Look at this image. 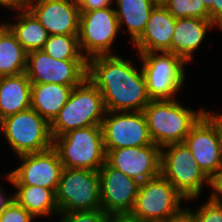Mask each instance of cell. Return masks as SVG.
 I'll return each mask as SVG.
<instances>
[{"mask_svg": "<svg viewBox=\"0 0 222 222\" xmlns=\"http://www.w3.org/2000/svg\"><path fill=\"white\" fill-rule=\"evenodd\" d=\"M108 222H147L131 212L109 214Z\"/></svg>", "mask_w": 222, "mask_h": 222, "instance_id": "836d02e7", "label": "cell"}, {"mask_svg": "<svg viewBox=\"0 0 222 222\" xmlns=\"http://www.w3.org/2000/svg\"><path fill=\"white\" fill-rule=\"evenodd\" d=\"M115 9L119 28L122 23L127 26L133 43L141 36L150 18L154 5L151 0H115Z\"/></svg>", "mask_w": 222, "mask_h": 222, "instance_id": "cb8c5ba5", "label": "cell"}, {"mask_svg": "<svg viewBox=\"0 0 222 222\" xmlns=\"http://www.w3.org/2000/svg\"><path fill=\"white\" fill-rule=\"evenodd\" d=\"M3 189L2 187H0V213H2L12 202L15 201L14 199V195L13 196H8V198H6V196L3 193Z\"/></svg>", "mask_w": 222, "mask_h": 222, "instance_id": "8d00e7d4", "label": "cell"}, {"mask_svg": "<svg viewBox=\"0 0 222 222\" xmlns=\"http://www.w3.org/2000/svg\"><path fill=\"white\" fill-rule=\"evenodd\" d=\"M168 0H151V2L158 6V5H165L167 3Z\"/></svg>", "mask_w": 222, "mask_h": 222, "instance_id": "60d3db41", "label": "cell"}, {"mask_svg": "<svg viewBox=\"0 0 222 222\" xmlns=\"http://www.w3.org/2000/svg\"><path fill=\"white\" fill-rule=\"evenodd\" d=\"M10 31V24L0 23V41Z\"/></svg>", "mask_w": 222, "mask_h": 222, "instance_id": "74e56055", "label": "cell"}, {"mask_svg": "<svg viewBox=\"0 0 222 222\" xmlns=\"http://www.w3.org/2000/svg\"><path fill=\"white\" fill-rule=\"evenodd\" d=\"M113 1L114 0H75L80 7V11H91L110 7Z\"/></svg>", "mask_w": 222, "mask_h": 222, "instance_id": "1f68e13d", "label": "cell"}, {"mask_svg": "<svg viewBox=\"0 0 222 222\" xmlns=\"http://www.w3.org/2000/svg\"><path fill=\"white\" fill-rule=\"evenodd\" d=\"M153 144L160 148L183 143L191 128L206 113L185 108L176 99L151 100L143 109Z\"/></svg>", "mask_w": 222, "mask_h": 222, "instance_id": "7a4b0ae2", "label": "cell"}, {"mask_svg": "<svg viewBox=\"0 0 222 222\" xmlns=\"http://www.w3.org/2000/svg\"><path fill=\"white\" fill-rule=\"evenodd\" d=\"M185 198L161 174L140 184L131 213L147 222H163L182 208Z\"/></svg>", "mask_w": 222, "mask_h": 222, "instance_id": "30bf717a", "label": "cell"}, {"mask_svg": "<svg viewBox=\"0 0 222 222\" xmlns=\"http://www.w3.org/2000/svg\"><path fill=\"white\" fill-rule=\"evenodd\" d=\"M105 112L99 89L86 77L73 88L68 101L51 123L53 140L70 130L101 125Z\"/></svg>", "mask_w": 222, "mask_h": 222, "instance_id": "3957f363", "label": "cell"}, {"mask_svg": "<svg viewBox=\"0 0 222 222\" xmlns=\"http://www.w3.org/2000/svg\"><path fill=\"white\" fill-rule=\"evenodd\" d=\"M184 143L209 178L222 168V146L216 114L206 112L191 128Z\"/></svg>", "mask_w": 222, "mask_h": 222, "instance_id": "7c38bea8", "label": "cell"}, {"mask_svg": "<svg viewBox=\"0 0 222 222\" xmlns=\"http://www.w3.org/2000/svg\"><path fill=\"white\" fill-rule=\"evenodd\" d=\"M75 86L77 85L31 83V108L51 124Z\"/></svg>", "mask_w": 222, "mask_h": 222, "instance_id": "ffe728a7", "label": "cell"}, {"mask_svg": "<svg viewBox=\"0 0 222 222\" xmlns=\"http://www.w3.org/2000/svg\"><path fill=\"white\" fill-rule=\"evenodd\" d=\"M214 190L209 199L222 202V168L210 178V188Z\"/></svg>", "mask_w": 222, "mask_h": 222, "instance_id": "4dcf8cb0", "label": "cell"}, {"mask_svg": "<svg viewBox=\"0 0 222 222\" xmlns=\"http://www.w3.org/2000/svg\"><path fill=\"white\" fill-rule=\"evenodd\" d=\"M15 201L29 212L34 218L60 213L56 204L55 192L41 186L14 185Z\"/></svg>", "mask_w": 222, "mask_h": 222, "instance_id": "7402d4cb", "label": "cell"}, {"mask_svg": "<svg viewBox=\"0 0 222 222\" xmlns=\"http://www.w3.org/2000/svg\"><path fill=\"white\" fill-rule=\"evenodd\" d=\"M98 172L102 210L107 214L131 212L141 183L106 162Z\"/></svg>", "mask_w": 222, "mask_h": 222, "instance_id": "2e32d148", "label": "cell"}, {"mask_svg": "<svg viewBox=\"0 0 222 222\" xmlns=\"http://www.w3.org/2000/svg\"><path fill=\"white\" fill-rule=\"evenodd\" d=\"M33 216L16 201L12 202L2 213L0 222H32Z\"/></svg>", "mask_w": 222, "mask_h": 222, "instance_id": "f546056e", "label": "cell"}, {"mask_svg": "<svg viewBox=\"0 0 222 222\" xmlns=\"http://www.w3.org/2000/svg\"><path fill=\"white\" fill-rule=\"evenodd\" d=\"M49 35H78L80 7L75 0H26Z\"/></svg>", "mask_w": 222, "mask_h": 222, "instance_id": "e0dca14e", "label": "cell"}, {"mask_svg": "<svg viewBox=\"0 0 222 222\" xmlns=\"http://www.w3.org/2000/svg\"><path fill=\"white\" fill-rule=\"evenodd\" d=\"M18 10V22L10 24L11 32L27 52L43 49L49 37L48 32L26 6Z\"/></svg>", "mask_w": 222, "mask_h": 222, "instance_id": "603a6c76", "label": "cell"}, {"mask_svg": "<svg viewBox=\"0 0 222 222\" xmlns=\"http://www.w3.org/2000/svg\"><path fill=\"white\" fill-rule=\"evenodd\" d=\"M26 0H0V5L18 10L25 6Z\"/></svg>", "mask_w": 222, "mask_h": 222, "instance_id": "d590c367", "label": "cell"}, {"mask_svg": "<svg viewBox=\"0 0 222 222\" xmlns=\"http://www.w3.org/2000/svg\"><path fill=\"white\" fill-rule=\"evenodd\" d=\"M28 52L11 30L0 41V76H15L26 72Z\"/></svg>", "mask_w": 222, "mask_h": 222, "instance_id": "d4e9b609", "label": "cell"}, {"mask_svg": "<svg viewBox=\"0 0 222 222\" xmlns=\"http://www.w3.org/2000/svg\"><path fill=\"white\" fill-rule=\"evenodd\" d=\"M0 125L17 156L53 147L51 124L32 108L5 117Z\"/></svg>", "mask_w": 222, "mask_h": 222, "instance_id": "52a82bcc", "label": "cell"}, {"mask_svg": "<svg viewBox=\"0 0 222 222\" xmlns=\"http://www.w3.org/2000/svg\"><path fill=\"white\" fill-rule=\"evenodd\" d=\"M63 168L99 171L106 162L101 125L74 129L53 141Z\"/></svg>", "mask_w": 222, "mask_h": 222, "instance_id": "277c9868", "label": "cell"}, {"mask_svg": "<svg viewBox=\"0 0 222 222\" xmlns=\"http://www.w3.org/2000/svg\"><path fill=\"white\" fill-rule=\"evenodd\" d=\"M209 18L218 25H222V0H214L212 8L208 11Z\"/></svg>", "mask_w": 222, "mask_h": 222, "instance_id": "e575fe53", "label": "cell"}, {"mask_svg": "<svg viewBox=\"0 0 222 222\" xmlns=\"http://www.w3.org/2000/svg\"><path fill=\"white\" fill-rule=\"evenodd\" d=\"M217 26L212 20L200 18L176 19L174 34L171 38V53L185 62L192 61L194 50L202 43L208 28Z\"/></svg>", "mask_w": 222, "mask_h": 222, "instance_id": "d6986e66", "label": "cell"}, {"mask_svg": "<svg viewBox=\"0 0 222 222\" xmlns=\"http://www.w3.org/2000/svg\"><path fill=\"white\" fill-rule=\"evenodd\" d=\"M164 6L176 19L192 17L211 20L202 0H168Z\"/></svg>", "mask_w": 222, "mask_h": 222, "instance_id": "4316f807", "label": "cell"}, {"mask_svg": "<svg viewBox=\"0 0 222 222\" xmlns=\"http://www.w3.org/2000/svg\"><path fill=\"white\" fill-rule=\"evenodd\" d=\"M25 73L31 83L79 85L87 76V60H57L34 50L27 54Z\"/></svg>", "mask_w": 222, "mask_h": 222, "instance_id": "4fadbf2b", "label": "cell"}, {"mask_svg": "<svg viewBox=\"0 0 222 222\" xmlns=\"http://www.w3.org/2000/svg\"><path fill=\"white\" fill-rule=\"evenodd\" d=\"M163 222H196V217L189 208H182L178 213L170 216Z\"/></svg>", "mask_w": 222, "mask_h": 222, "instance_id": "d6a6232c", "label": "cell"}, {"mask_svg": "<svg viewBox=\"0 0 222 222\" xmlns=\"http://www.w3.org/2000/svg\"><path fill=\"white\" fill-rule=\"evenodd\" d=\"M196 211L193 212L196 222H222V202L208 199Z\"/></svg>", "mask_w": 222, "mask_h": 222, "instance_id": "83f0119b", "label": "cell"}, {"mask_svg": "<svg viewBox=\"0 0 222 222\" xmlns=\"http://www.w3.org/2000/svg\"><path fill=\"white\" fill-rule=\"evenodd\" d=\"M176 18L164 5L155 6L141 36L133 43L139 53L171 52Z\"/></svg>", "mask_w": 222, "mask_h": 222, "instance_id": "ac0fdd59", "label": "cell"}, {"mask_svg": "<svg viewBox=\"0 0 222 222\" xmlns=\"http://www.w3.org/2000/svg\"><path fill=\"white\" fill-rule=\"evenodd\" d=\"M31 82L26 73L0 79V121L31 108Z\"/></svg>", "mask_w": 222, "mask_h": 222, "instance_id": "44dd1931", "label": "cell"}, {"mask_svg": "<svg viewBox=\"0 0 222 222\" xmlns=\"http://www.w3.org/2000/svg\"><path fill=\"white\" fill-rule=\"evenodd\" d=\"M106 163L128 177L144 183L160 175L161 148L155 144L105 149Z\"/></svg>", "mask_w": 222, "mask_h": 222, "instance_id": "9a60e30c", "label": "cell"}, {"mask_svg": "<svg viewBox=\"0 0 222 222\" xmlns=\"http://www.w3.org/2000/svg\"><path fill=\"white\" fill-rule=\"evenodd\" d=\"M42 50L57 60H87L81 53L78 35H49Z\"/></svg>", "mask_w": 222, "mask_h": 222, "instance_id": "484cf974", "label": "cell"}, {"mask_svg": "<svg viewBox=\"0 0 222 222\" xmlns=\"http://www.w3.org/2000/svg\"><path fill=\"white\" fill-rule=\"evenodd\" d=\"M138 53L151 100L174 99L185 80V61L171 52Z\"/></svg>", "mask_w": 222, "mask_h": 222, "instance_id": "ba28073f", "label": "cell"}, {"mask_svg": "<svg viewBox=\"0 0 222 222\" xmlns=\"http://www.w3.org/2000/svg\"><path fill=\"white\" fill-rule=\"evenodd\" d=\"M55 199L60 213L102 209L99 172L89 169L63 168Z\"/></svg>", "mask_w": 222, "mask_h": 222, "instance_id": "5b68a950", "label": "cell"}, {"mask_svg": "<svg viewBox=\"0 0 222 222\" xmlns=\"http://www.w3.org/2000/svg\"><path fill=\"white\" fill-rule=\"evenodd\" d=\"M59 214H61L59 222H108L109 217V214L105 213L102 209Z\"/></svg>", "mask_w": 222, "mask_h": 222, "instance_id": "f1b7e54d", "label": "cell"}, {"mask_svg": "<svg viewBox=\"0 0 222 222\" xmlns=\"http://www.w3.org/2000/svg\"><path fill=\"white\" fill-rule=\"evenodd\" d=\"M100 91L106 111H143L151 101L142 69L109 54L87 59V76Z\"/></svg>", "mask_w": 222, "mask_h": 222, "instance_id": "6da1fadb", "label": "cell"}, {"mask_svg": "<svg viewBox=\"0 0 222 222\" xmlns=\"http://www.w3.org/2000/svg\"><path fill=\"white\" fill-rule=\"evenodd\" d=\"M101 128L105 149L140 147L153 143L143 111H106Z\"/></svg>", "mask_w": 222, "mask_h": 222, "instance_id": "8fae6325", "label": "cell"}, {"mask_svg": "<svg viewBox=\"0 0 222 222\" xmlns=\"http://www.w3.org/2000/svg\"><path fill=\"white\" fill-rule=\"evenodd\" d=\"M21 165L9 172L7 180L13 185L41 186L56 192L60 181L63 164L54 147L36 153L18 156Z\"/></svg>", "mask_w": 222, "mask_h": 222, "instance_id": "5bb4252c", "label": "cell"}, {"mask_svg": "<svg viewBox=\"0 0 222 222\" xmlns=\"http://www.w3.org/2000/svg\"><path fill=\"white\" fill-rule=\"evenodd\" d=\"M160 174L187 201L199 197L204 183L210 185V178L198 166L184 142L161 147Z\"/></svg>", "mask_w": 222, "mask_h": 222, "instance_id": "8992f818", "label": "cell"}, {"mask_svg": "<svg viewBox=\"0 0 222 222\" xmlns=\"http://www.w3.org/2000/svg\"><path fill=\"white\" fill-rule=\"evenodd\" d=\"M217 127L219 130L221 146H222V114L217 115Z\"/></svg>", "mask_w": 222, "mask_h": 222, "instance_id": "f35d334b", "label": "cell"}, {"mask_svg": "<svg viewBox=\"0 0 222 222\" xmlns=\"http://www.w3.org/2000/svg\"><path fill=\"white\" fill-rule=\"evenodd\" d=\"M119 30L115 8L111 6L80 11L78 41L82 55L89 59L112 54L111 45Z\"/></svg>", "mask_w": 222, "mask_h": 222, "instance_id": "9c48e42d", "label": "cell"}, {"mask_svg": "<svg viewBox=\"0 0 222 222\" xmlns=\"http://www.w3.org/2000/svg\"><path fill=\"white\" fill-rule=\"evenodd\" d=\"M205 8L209 11L212 8L214 0H202Z\"/></svg>", "mask_w": 222, "mask_h": 222, "instance_id": "ab89813d", "label": "cell"}]
</instances>
